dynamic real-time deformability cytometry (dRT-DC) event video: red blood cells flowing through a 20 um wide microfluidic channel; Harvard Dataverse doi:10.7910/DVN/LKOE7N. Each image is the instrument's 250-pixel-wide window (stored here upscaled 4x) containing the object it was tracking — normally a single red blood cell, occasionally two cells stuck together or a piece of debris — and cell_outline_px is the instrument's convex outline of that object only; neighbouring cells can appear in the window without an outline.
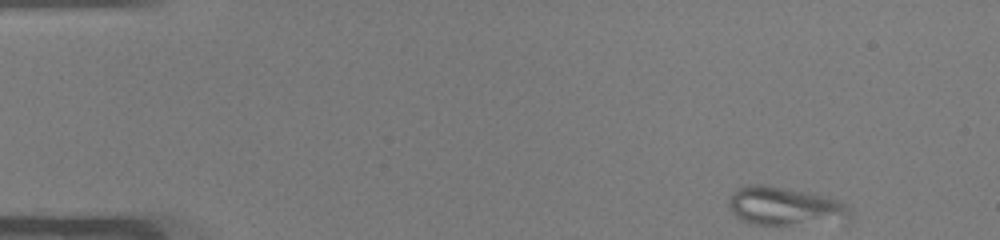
{"species": "common noctule bat (a hibernating species)", "species_latin": "Nyctalus noctula", "temperature_condition": "warm", "stored_images_in_passage": 47, "camera_frame_rate_fps": 3000, "um_per_image_px": 0.085, "animal": {"sex": "male", "body_mass_g": 19.0, "forearm_length_mm": 50.8}, "frame": {"image": 1, "passage_image": 1, "time_ms": 0.0, "image_size_px": [1000, 240], "cell_outline_px": [[852, 212], [848, 220], [844, 224], [752, 224], [740, 220], [732, 212], [728, 204], [728, 196], [736, 188], [748, 184], [764, 184], [816, 192], [836, 200], [852, 208]], "centroid_in_image_um": [66.78, 17.53], "position_along_channel_um": 18.2, "area_um2": 28.26}}
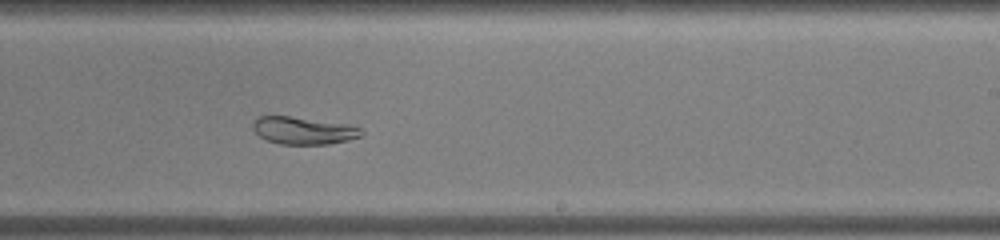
{"frame": {"image": 2, "passage_image": 27, "time_ms": 8.667, "image_size_px": [1000, 240], "cell_outline_px": [[364, 132], [360, 136], [348, 140], [328, 144], [280, 144], [268, 140], [260, 136], [252, 128], [252, 120], [256, 116], [288, 116], [348, 124], [360, 128]], "centroid_in_image_um": [25.76, 11.09], "position_along_channel_um": 263.2, "area_um2": 17.28}}
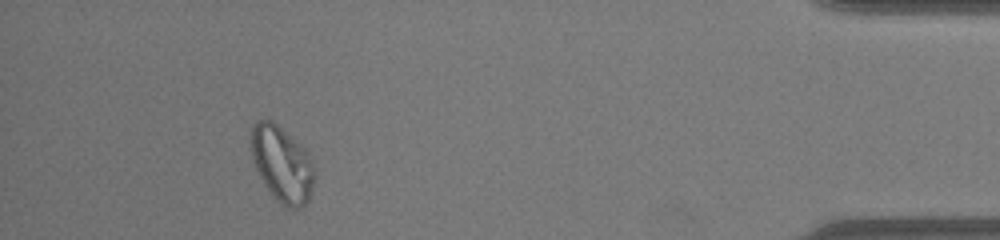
{"frame": {"image": 3, "passage_image": 42, "time_ms": 13.667, "image_size_px": [1000, 240], "cell_outline_px": [[316, 176], [308, 200], [300, 208], [288, 208], [276, 200], [272, 196], [264, 184], [256, 168], [252, 156], [252, 124], [256, 120], [272, 120], [300, 144], [308, 152], [312, 160], [316, 172]], "centroid_in_image_um": [24.0, 13.95], "position_along_channel_um": 411.2, "area_um2": 27.98}}